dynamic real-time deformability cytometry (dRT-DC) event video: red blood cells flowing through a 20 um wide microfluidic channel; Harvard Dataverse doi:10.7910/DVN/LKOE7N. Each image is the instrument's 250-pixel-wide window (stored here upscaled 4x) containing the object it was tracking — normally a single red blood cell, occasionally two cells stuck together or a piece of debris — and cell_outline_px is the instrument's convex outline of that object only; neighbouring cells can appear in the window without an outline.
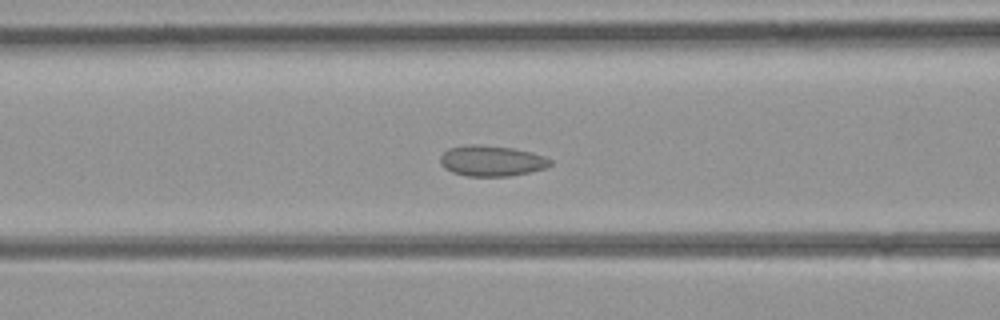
{"species": "common noctule bat (a hibernating species)", "species_latin": "Nyctalus noctula", "temperature_condition": "room temperature", "stored_images_in_passage": 37, "camera_frame_rate_fps": 3000, "um_per_image_px": 0.085, "animal": {"sex": "female", "body_mass_g": 21.9}, "frame": {"image": 1, "passage_image": 17, "time_ms": 5.333, "image_size_px": [1000, 320], "cell_outline_px": [[552, 164], [548, 168], [508, 176], [468, 176], [452, 172], [444, 168], [440, 164], [440, 156], [448, 148], [464, 144], [480, 144], [512, 148], [532, 152], [544, 156], [552, 160]], "centroid_in_image_um": [41.78, 13.66], "position_along_channel_um": 124.8, "area_um2": 19.88}}
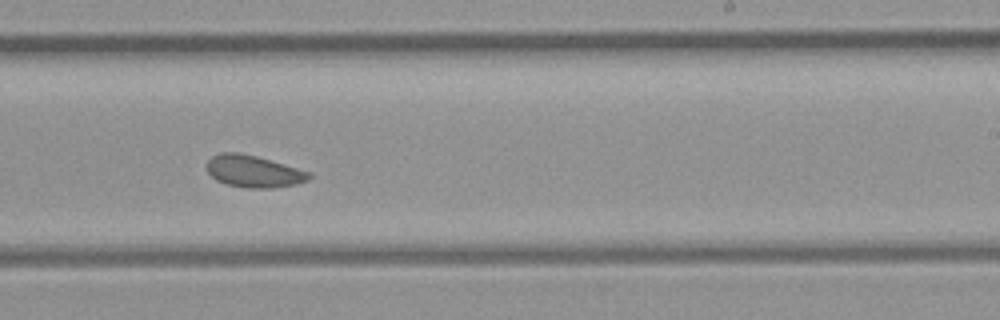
{"frame": {"image": 2, "passage_image": 26, "time_ms": 8.333, "image_size_px": [1000, 320], "cell_outline_px": [[312, 176], [308, 180], [292, 184], [272, 188], [248, 188], [224, 184], [216, 180], [208, 172], [208, 160], [212, 156], [220, 152], [236, 152], [256, 156], [312, 172]], "centroid_in_image_um": [21.55, 14.56], "position_along_channel_um": 267.4, "area_um2": 18.96}}
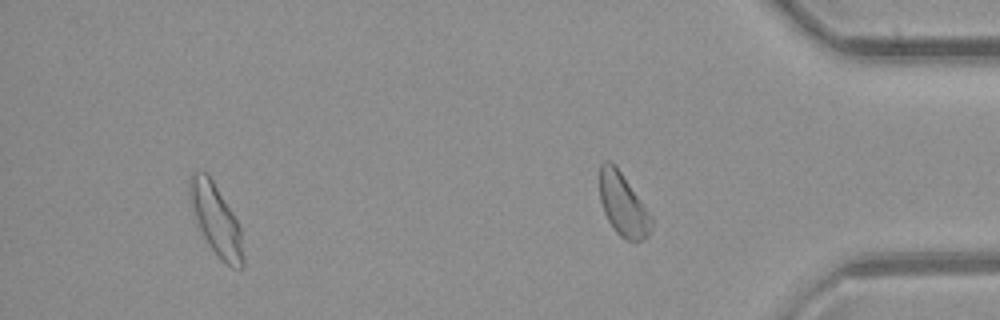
{"frame": {"image": 3, "passage_image": 34, "time_ms": 11.0, "image_size_px": [1000, 320], "cell_outline_px": [[244, 268], [232, 268], [208, 244], [200, 228], [188, 192], [188, 180], [192, 172], [204, 172], [212, 180], [232, 212], [240, 228], [244, 256]], "centroid_in_image_um": [18.37, 18.67], "position_along_channel_um": 416.8, "area_um2": 21.27}}